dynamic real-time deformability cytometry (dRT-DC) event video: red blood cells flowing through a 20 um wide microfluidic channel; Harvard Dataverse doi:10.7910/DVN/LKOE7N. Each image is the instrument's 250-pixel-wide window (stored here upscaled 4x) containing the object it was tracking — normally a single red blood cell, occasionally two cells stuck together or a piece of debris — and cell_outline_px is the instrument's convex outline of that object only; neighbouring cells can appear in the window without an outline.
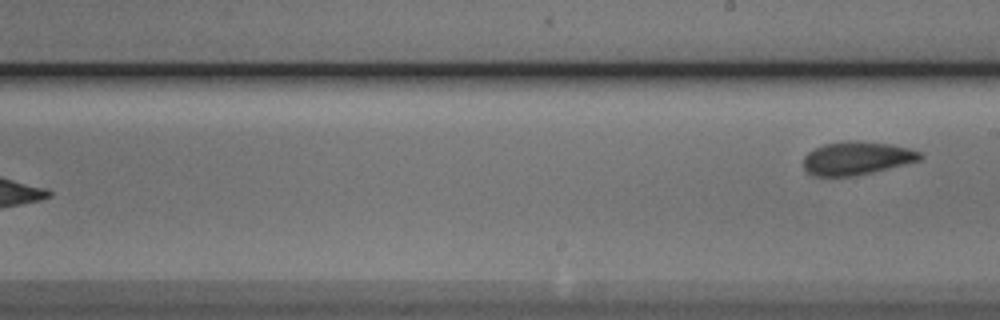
{"species": "Egyptian fruit bat (a non-hibernating species)", "species_latin": "Rousettus aegyptiacus", "temperature_condition": "cold", "stored_images_in_passage": 9, "segment_of_instrument_passage": [2, 2], "camera_frame_rate_fps": 3000, "um_per_image_px": 0.085, "animal": {"sex": "male"}, "frame": {"image": 1, "passage_image": 9, "time_ms": 9.667, "image_size_px": [1000, 320], "cell_outline_px": [[924, 156], [920, 160], [872, 172], [852, 176], [812, 176], [804, 168], [804, 156], [808, 152], [824, 144], [848, 140], [860, 140], [892, 144], [908, 148], [920, 152]], "centroid_in_image_um": [72.82, 13.43], "position_along_channel_um": 216.2, "area_um2": 22.6}}